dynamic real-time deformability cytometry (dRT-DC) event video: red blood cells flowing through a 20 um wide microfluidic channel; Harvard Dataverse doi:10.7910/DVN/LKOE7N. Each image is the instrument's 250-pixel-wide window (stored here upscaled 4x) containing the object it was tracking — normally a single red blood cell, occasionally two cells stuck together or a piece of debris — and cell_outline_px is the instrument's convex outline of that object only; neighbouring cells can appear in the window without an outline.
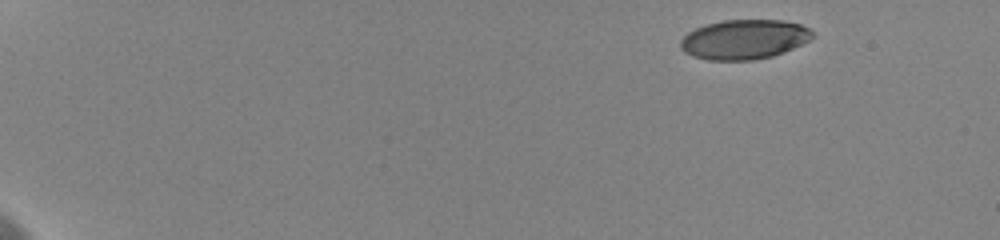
{"species": "human", "species_latin": "Homo sapiens", "temperature_condition": "cold", "stored_images_in_passage": 11, "camera_frame_rate_fps": 3000, "um_per_image_px": 0.085, "donor": {"sex": "female"}, "frame": {"image": 1, "passage_image": 1, "time_ms": 0.0, "image_size_px": [1000, 240], "cell_outline_px": [[816, 36], [784, 52], [772, 56], [752, 60], [708, 60], [692, 56], [684, 52], [680, 48], [680, 40], [688, 32], [696, 28], [708, 24], [724, 20], [780, 20], [800, 24], [812, 28]], "centroid_in_image_um": [63.26, 3.35], "position_along_channel_um": 21.7, "area_um2": 30.52}}
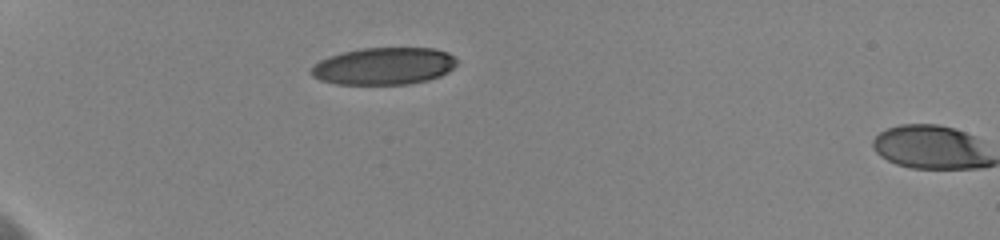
{"frame": {"image": 2, "passage_image": 10, "time_ms": 4.0, "image_size_px": [1000, 240], "cell_outline_px": [[456, 64], [448, 72], [440, 76], [428, 80], [408, 84], [336, 84], [320, 80], [312, 76], [308, 72], [320, 60], [328, 56], [360, 48], [436, 48], [448, 52], [456, 60]], "centroid_in_image_um": [32.62, 5.62], "position_along_channel_um": 52.4, "area_um2": 31.62}}